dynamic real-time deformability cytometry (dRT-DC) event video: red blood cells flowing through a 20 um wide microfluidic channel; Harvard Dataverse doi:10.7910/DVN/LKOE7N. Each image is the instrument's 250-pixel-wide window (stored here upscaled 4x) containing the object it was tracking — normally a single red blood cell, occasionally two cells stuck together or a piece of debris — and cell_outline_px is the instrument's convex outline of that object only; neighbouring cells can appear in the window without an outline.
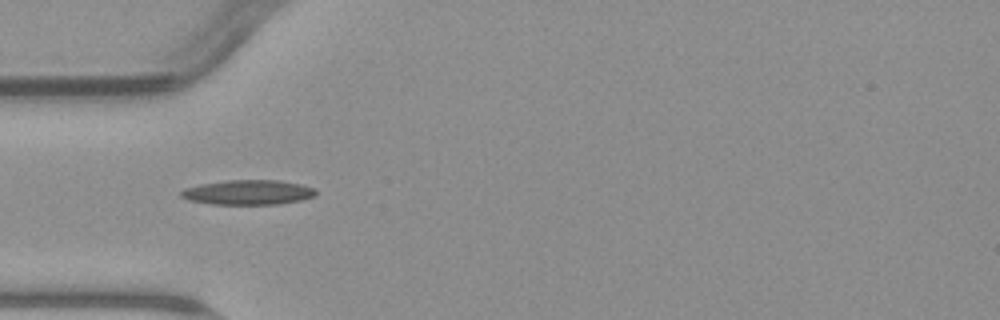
{"species": "common noctule bat (a hibernating species)", "species_latin": "Nyctalus noctula", "temperature_condition": "warm", "stored_images_in_passage": 6, "camera_frame_rate_fps": 3000, "um_per_image_px": 0.085, "animal": {"sex": "male", "body_mass_g": 23.1, "forearm_length_mm": 52.7}, "frame": {"image": 1, "passage_image": 5, "time_ms": 5.0, "image_size_px": [1000, 320], "cell_outline_px": [[316, 196], [300, 200], [280, 204], [212, 204], [188, 200], [180, 196], [180, 192], [184, 188], [200, 184], [228, 180], [280, 180], [300, 184], [316, 188]], "centroid_in_image_um": [21.1, 16.34], "position_along_channel_um": 63.9, "area_um2": 19.54}}
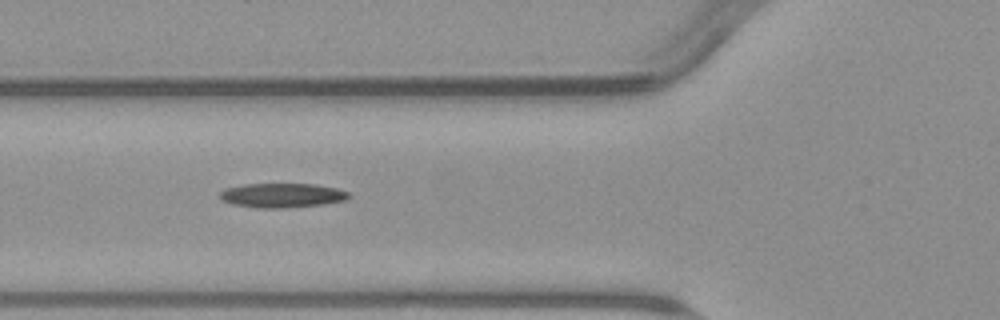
{"frame": {"image": 2, "passage_image": 6, "time_ms": 6.0, "image_size_px": [1000, 320], "cell_outline_px": [[352, 196], [348, 200], [324, 204], [288, 208], [256, 208], [232, 204], [224, 200], [220, 196], [220, 192], [224, 188], [244, 184], [316, 184], [336, 188], [348, 192]], "centroid_in_image_um": [24.02, 16.61], "position_along_channel_um": 101.8, "area_um2": 18.5}}